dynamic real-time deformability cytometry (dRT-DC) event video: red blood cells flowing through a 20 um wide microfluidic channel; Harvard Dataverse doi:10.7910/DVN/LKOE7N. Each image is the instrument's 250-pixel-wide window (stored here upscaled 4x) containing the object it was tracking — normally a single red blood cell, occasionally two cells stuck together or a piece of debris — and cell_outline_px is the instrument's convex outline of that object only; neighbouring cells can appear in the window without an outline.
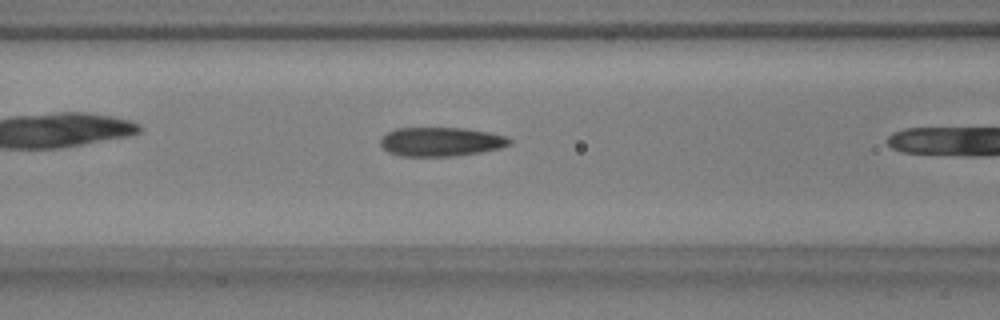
{"species": "common noctule bat (a hibernating species)", "species_latin": "Nyctalus noctula", "temperature_condition": "warm", "stored_images_in_passage": 12, "camera_frame_rate_fps": 3000, "um_per_image_px": 0.085, "animal": {"sex": "male", "body_mass_g": 17.9, "forearm_length_mm": 54.2}, "frame": {"image": 1, "passage_image": 7, "time_ms": 2.0, "image_size_px": [1000, 320], "cell_outline_px": [[512, 144], [500, 148], [480, 152], [456, 156], [400, 156], [388, 152], [380, 144], [380, 140], [388, 132], [396, 128], [464, 128], [488, 132], [508, 136], [512, 140]], "centroid_in_image_um": [37.51, 12.05], "position_along_channel_um": 129.1, "area_um2": 21.91}}